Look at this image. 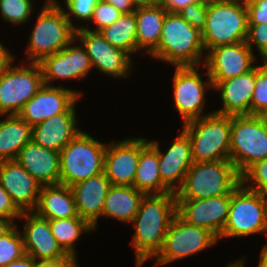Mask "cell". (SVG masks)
Returning <instances> with one entry per match:
<instances>
[{
    "label": "cell",
    "instance_id": "obj_44",
    "mask_svg": "<svg viewBox=\"0 0 267 267\" xmlns=\"http://www.w3.org/2000/svg\"><path fill=\"white\" fill-rule=\"evenodd\" d=\"M201 0H159V4L167 11L171 13H178L186 6L194 3H198Z\"/></svg>",
    "mask_w": 267,
    "mask_h": 267
},
{
    "label": "cell",
    "instance_id": "obj_16",
    "mask_svg": "<svg viewBox=\"0 0 267 267\" xmlns=\"http://www.w3.org/2000/svg\"><path fill=\"white\" fill-rule=\"evenodd\" d=\"M144 138H131L106 145L104 173L112 185L133 186Z\"/></svg>",
    "mask_w": 267,
    "mask_h": 267
},
{
    "label": "cell",
    "instance_id": "obj_17",
    "mask_svg": "<svg viewBox=\"0 0 267 267\" xmlns=\"http://www.w3.org/2000/svg\"><path fill=\"white\" fill-rule=\"evenodd\" d=\"M82 92L45 85L23 106L19 116L31 127L57 114L65 113Z\"/></svg>",
    "mask_w": 267,
    "mask_h": 267
},
{
    "label": "cell",
    "instance_id": "obj_37",
    "mask_svg": "<svg viewBox=\"0 0 267 267\" xmlns=\"http://www.w3.org/2000/svg\"><path fill=\"white\" fill-rule=\"evenodd\" d=\"M121 15L122 12L113 5L100 0L96 5L93 11V16L90 20L96 24V28H93V30L90 31L99 32L103 28L114 23Z\"/></svg>",
    "mask_w": 267,
    "mask_h": 267
},
{
    "label": "cell",
    "instance_id": "obj_52",
    "mask_svg": "<svg viewBox=\"0 0 267 267\" xmlns=\"http://www.w3.org/2000/svg\"><path fill=\"white\" fill-rule=\"evenodd\" d=\"M264 122L267 123V109L260 115Z\"/></svg>",
    "mask_w": 267,
    "mask_h": 267
},
{
    "label": "cell",
    "instance_id": "obj_43",
    "mask_svg": "<svg viewBox=\"0 0 267 267\" xmlns=\"http://www.w3.org/2000/svg\"><path fill=\"white\" fill-rule=\"evenodd\" d=\"M34 267H79L75 258H59L56 260H34Z\"/></svg>",
    "mask_w": 267,
    "mask_h": 267
},
{
    "label": "cell",
    "instance_id": "obj_42",
    "mask_svg": "<svg viewBox=\"0 0 267 267\" xmlns=\"http://www.w3.org/2000/svg\"><path fill=\"white\" fill-rule=\"evenodd\" d=\"M22 212L13 203L10 195L0 184V217L13 220L20 217Z\"/></svg>",
    "mask_w": 267,
    "mask_h": 267
},
{
    "label": "cell",
    "instance_id": "obj_18",
    "mask_svg": "<svg viewBox=\"0 0 267 267\" xmlns=\"http://www.w3.org/2000/svg\"><path fill=\"white\" fill-rule=\"evenodd\" d=\"M148 143L158 152L162 182L172 192H176L182 186L185 175L193 164L189 136L181 130L165 153L161 152L155 140L148 141Z\"/></svg>",
    "mask_w": 267,
    "mask_h": 267
},
{
    "label": "cell",
    "instance_id": "obj_48",
    "mask_svg": "<svg viewBox=\"0 0 267 267\" xmlns=\"http://www.w3.org/2000/svg\"><path fill=\"white\" fill-rule=\"evenodd\" d=\"M14 227L13 220L0 217V238L8 234Z\"/></svg>",
    "mask_w": 267,
    "mask_h": 267
},
{
    "label": "cell",
    "instance_id": "obj_38",
    "mask_svg": "<svg viewBox=\"0 0 267 267\" xmlns=\"http://www.w3.org/2000/svg\"><path fill=\"white\" fill-rule=\"evenodd\" d=\"M100 0H65L66 8L65 15L70 21L71 25L77 29L78 27L73 24L70 16H74L77 20L90 21L93 16V11Z\"/></svg>",
    "mask_w": 267,
    "mask_h": 267
},
{
    "label": "cell",
    "instance_id": "obj_45",
    "mask_svg": "<svg viewBox=\"0 0 267 267\" xmlns=\"http://www.w3.org/2000/svg\"><path fill=\"white\" fill-rule=\"evenodd\" d=\"M14 56L0 43V77L13 65Z\"/></svg>",
    "mask_w": 267,
    "mask_h": 267
},
{
    "label": "cell",
    "instance_id": "obj_22",
    "mask_svg": "<svg viewBox=\"0 0 267 267\" xmlns=\"http://www.w3.org/2000/svg\"><path fill=\"white\" fill-rule=\"evenodd\" d=\"M257 79V66L249 72L219 83H212L220 91L223 107L215 113L223 115H251V101Z\"/></svg>",
    "mask_w": 267,
    "mask_h": 267
},
{
    "label": "cell",
    "instance_id": "obj_9",
    "mask_svg": "<svg viewBox=\"0 0 267 267\" xmlns=\"http://www.w3.org/2000/svg\"><path fill=\"white\" fill-rule=\"evenodd\" d=\"M267 236V196L240 184L231 194L228 219L219 238Z\"/></svg>",
    "mask_w": 267,
    "mask_h": 267
},
{
    "label": "cell",
    "instance_id": "obj_26",
    "mask_svg": "<svg viewBox=\"0 0 267 267\" xmlns=\"http://www.w3.org/2000/svg\"><path fill=\"white\" fill-rule=\"evenodd\" d=\"M34 212L47 220L77 217L71 187L62 184L41 186Z\"/></svg>",
    "mask_w": 267,
    "mask_h": 267
},
{
    "label": "cell",
    "instance_id": "obj_24",
    "mask_svg": "<svg viewBox=\"0 0 267 267\" xmlns=\"http://www.w3.org/2000/svg\"><path fill=\"white\" fill-rule=\"evenodd\" d=\"M32 127V140L44 148L60 152L80 131L77 127L75 104Z\"/></svg>",
    "mask_w": 267,
    "mask_h": 267
},
{
    "label": "cell",
    "instance_id": "obj_49",
    "mask_svg": "<svg viewBox=\"0 0 267 267\" xmlns=\"http://www.w3.org/2000/svg\"><path fill=\"white\" fill-rule=\"evenodd\" d=\"M134 8L149 7L159 3V0H131Z\"/></svg>",
    "mask_w": 267,
    "mask_h": 267
},
{
    "label": "cell",
    "instance_id": "obj_29",
    "mask_svg": "<svg viewBox=\"0 0 267 267\" xmlns=\"http://www.w3.org/2000/svg\"><path fill=\"white\" fill-rule=\"evenodd\" d=\"M32 140V127L19 115H6L0 121V161L15 160L19 151Z\"/></svg>",
    "mask_w": 267,
    "mask_h": 267
},
{
    "label": "cell",
    "instance_id": "obj_4",
    "mask_svg": "<svg viewBox=\"0 0 267 267\" xmlns=\"http://www.w3.org/2000/svg\"><path fill=\"white\" fill-rule=\"evenodd\" d=\"M75 33L76 29L61 5L55 0L46 1L29 37L28 60L40 63L69 45L75 39Z\"/></svg>",
    "mask_w": 267,
    "mask_h": 267
},
{
    "label": "cell",
    "instance_id": "obj_34",
    "mask_svg": "<svg viewBox=\"0 0 267 267\" xmlns=\"http://www.w3.org/2000/svg\"><path fill=\"white\" fill-rule=\"evenodd\" d=\"M31 0H0V12L2 18L12 24L27 22L33 11Z\"/></svg>",
    "mask_w": 267,
    "mask_h": 267
},
{
    "label": "cell",
    "instance_id": "obj_40",
    "mask_svg": "<svg viewBox=\"0 0 267 267\" xmlns=\"http://www.w3.org/2000/svg\"><path fill=\"white\" fill-rule=\"evenodd\" d=\"M246 44L253 51L252 44L258 49L261 59H267V24H248Z\"/></svg>",
    "mask_w": 267,
    "mask_h": 267
},
{
    "label": "cell",
    "instance_id": "obj_20",
    "mask_svg": "<svg viewBox=\"0 0 267 267\" xmlns=\"http://www.w3.org/2000/svg\"><path fill=\"white\" fill-rule=\"evenodd\" d=\"M0 184L21 212L35 210L41 185L16 160L0 161Z\"/></svg>",
    "mask_w": 267,
    "mask_h": 267
},
{
    "label": "cell",
    "instance_id": "obj_19",
    "mask_svg": "<svg viewBox=\"0 0 267 267\" xmlns=\"http://www.w3.org/2000/svg\"><path fill=\"white\" fill-rule=\"evenodd\" d=\"M25 218L22 235L25 253L34 260H56L74 258L67 255L52 235L49 220L38 216L34 211L22 212L19 217Z\"/></svg>",
    "mask_w": 267,
    "mask_h": 267
},
{
    "label": "cell",
    "instance_id": "obj_27",
    "mask_svg": "<svg viewBox=\"0 0 267 267\" xmlns=\"http://www.w3.org/2000/svg\"><path fill=\"white\" fill-rule=\"evenodd\" d=\"M134 12L137 52L145 48V51L150 54L160 41L167 11L158 3L149 7L136 8Z\"/></svg>",
    "mask_w": 267,
    "mask_h": 267
},
{
    "label": "cell",
    "instance_id": "obj_10",
    "mask_svg": "<svg viewBox=\"0 0 267 267\" xmlns=\"http://www.w3.org/2000/svg\"><path fill=\"white\" fill-rule=\"evenodd\" d=\"M10 66L0 77V116L18 115L23 106L44 86L39 63Z\"/></svg>",
    "mask_w": 267,
    "mask_h": 267
},
{
    "label": "cell",
    "instance_id": "obj_30",
    "mask_svg": "<svg viewBox=\"0 0 267 267\" xmlns=\"http://www.w3.org/2000/svg\"><path fill=\"white\" fill-rule=\"evenodd\" d=\"M133 186L145 194L172 192L161 180L158 152L149 143L140 151Z\"/></svg>",
    "mask_w": 267,
    "mask_h": 267
},
{
    "label": "cell",
    "instance_id": "obj_14",
    "mask_svg": "<svg viewBox=\"0 0 267 267\" xmlns=\"http://www.w3.org/2000/svg\"><path fill=\"white\" fill-rule=\"evenodd\" d=\"M245 41L235 44L219 45L206 52L203 63L206 65V74L212 83H219L252 70L255 54Z\"/></svg>",
    "mask_w": 267,
    "mask_h": 267
},
{
    "label": "cell",
    "instance_id": "obj_13",
    "mask_svg": "<svg viewBox=\"0 0 267 267\" xmlns=\"http://www.w3.org/2000/svg\"><path fill=\"white\" fill-rule=\"evenodd\" d=\"M75 40H79L84 47L93 69L96 67L106 75L119 78H127L128 74H131V56L124 50L112 46L100 32L90 31L82 25L76 29Z\"/></svg>",
    "mask_w": 267,
    "mask_h": 267
},
{
    "label": "cell",
    "instance_id": "obj_47",
    "mask_svg": "<svg viewBox=\"0 0 267 267\" xmlns=\"http://www.w3.org/2000/svg\"><path fill=\"white\" fill-rule=\"evenodd\" d=\"M4 267H34V259L25 254L22 258L14 260Z\"/></svg>",
    "mask_w": 267,
    "mask_h": 267
},
{
    "label": "cell",
    "instance_id": "obj_25",
    "mask_svg": "<svg viewBox=\"0 0 267 267\" xmlns=\"http://www.w3.org/2000/svg\"><path fill=\"white\" fill-rule=\"evenodd\" d=\"M111 186L104 172L71 186L78 216L94 230L99 216H102L104 201Z\"/></svg>",
    "mask_w": 267,
    "mask_h": 267
},
{
    "label": "cell",
    "instance_id": "obj_41",
    "mask_svg": "<svg viewBox=\"0 0 267 267\" xmlns=\"http://www.w3.org/2000/svg\"><path fill=\"white\" fill-rule=\"evenodd\" d=\"M248 24H267V0H245Z\"/></svg>",
    "mask_w": 267,
    "mask_h": 267
},
{
    "label": "cell",
    "instance_id": "obj_32",
    "mask_svg": "<svg viewBox=\"0 0 267 267\" xmlns=\"http://www.w3.org/2000/svg\"><path fill=\"white\" fill-rule=\"evenodd\" d=\"M52 235L62 250L69 256L76 257L75 241L80 238L82 233L94 231V229L80 216L62 219L49 220Z\"/></svg>",
    "mask_w": 267,
    "mask_h": 267
},
{
    "label": "cell",
    "instance_id": "obj_46",
    "mask_svg": "<svg viewBox=\"0 0 267 267\" xmlns=\"http://www.w3.org/2000/svg\"><path fill=\"white\" fill-rule=\"evenodd\" d=\"M103 1L110 3L123 14H130L135 11V8L131 3V0H103Z\"/></svg>",
    "mask_w": 267,
    "mask_h": 267
},
{
    "label": "cell",
    "instance_id": "obj_12",
    "mask_svg": "<svg viewBox=\"0 0 267 267\" xmlns=\"http://www.w3.org/2000/svg\"><path fill=\"white\" fill-rule=\"evenodd\" d=\"M200 66L176 67L173 76L174 103L183 123L199 119L208 114H202L205 108L206 88H213L212 81L208 75V81H202L197 72Z\"/></svg>",
    "mask_w": 267,
    "mask_h": 267
},
{
    "label": "cell",
    "instance_id": "obj_21",
    "mask_svg": "<svg viewBox=\"0 0 267 267\" xmlns=\"http://www.w3.org/2000/svg\"><path fill=\"white\" fill-rule=\"evenodd\" d=\"M75 39L59 52L45 57L39 64L44 78V84L57 79H79L87 76L92 64L84 47L73 46ZM72 45V46H71Z\"/></svg>",
    "mask_w": 267,
    "mask_h": 267
},
{
    "label": "cell",
    "instance_id": "obj_8",
    "mask_svg": "<svg viewBox=\"0 0 267 267\" xmlns=\"http://www.w3.org/2000/svg\"><path fill=\"white\" fill-rule=\"evenodd\" d=\"M267 158V123L260 115L231 116L230 160L241 175Z\"/></svg>",
    "mask_w": 267,
    "mask_h": 267
},
{
    "label": "cell",
    "instance_id": "obj_31",
    "mask_svg": "<svg viewBox=\"0 0 267 267\" xmlns=\"http://www.w3.org/2000/svg\"><path fill=\"white\" fill-rule=\"evenodd\" d=\"M112 46L129 55L137 52L135 12L123 14L111 25L99 31Z\"/></svg>",
    "mask_w": 267,
    "mask_h": 267
},
{
    "label": "cell",
    "instance_id": "obj_11",
    "mask_svg": "<svg viewBox=\"0 0 267 267\" xmlns=\"http://www.w3.org/2000/svg\"><path fill=\"white\" fill-rule=\"evenodd\" d=\"M219 239L209 230L187 223L178 214L166 233L155 266L166 265L192 254H197L215 244Z\"/></svg>",
    "mask_w": 267,
    "mask_h": 267
},
{
    "label": "cell",
    "instance_id": "obj_36",
    "mask_svg": "<svg viewBox=\"0 0 267 267\" xmlns=\"http://www.w3.org/2000/svg\"><path fill=\"white\" fill-rule=\"evenodd\" d=\"M257 66V79L251 101V115H261L267 109V62Z\"/></svg>",
    "mask_w": 267,
    "mask_h": 267
},
{
    "label": "cell",
    "instance_id": "obj_33",
    "mask_svg": "<svg viewBox=\"0 0 267 267\" xmlns=\"http://www.w3.org/2000/svg\"><path fill=\"white\" fill-rule=\"evenodd\" d=\"M18 225L8 234L0 238V267L7 266L10 262L22 258L26 253L24 249L21 230Z\"/></svg>",
    "mask_w": 267,
    "mask_h": 267
},
{
    "label": "cell",
    "instance_id": "obj_3",
    "mask_svg": "<svg viewBox=\"0 0 267 267\" xmlns=\"http://www.w3.org/2000/svg\"><path fill=\"white\" fill-rule=\"evenodd\" d=\"M241 184V175L231 160L193 162L176 199H203L232 194Z\"/></svg>",
    "mask_w": 267,
    "mask_h": 267
},
{
    "label": "cell",
    "instance_id": "obj_23",
    "mask_svg": "<svg viewBox=\"0 0 267 267\" xmlns=\"http://www.w3.org/2000/svg\"><path fill=\"white\" fill-rule=\"evenodd\" d=\"M41 186L60 184V153L29 141L15 159Z\"/></svg>",
    "mask_w": 267,
    "mask_h": 267
},
{
    "label": "cell",
    "instance_id": "obj_51",
    "mask_svg": "<svg viewBox=\"0 0 267 267\" xmlns=\"http://www.w3.org/2000/svg\"><path fill=\"white\" fill-rule=\"evenodd\" d=\"M244 260H245L244 258L241 260L238 259V260H236V262L234 261L230 264L228 263V265L226 267H244V263H245Z\"/></svg>",
    "mask_w": 267,
    "mask_h": 267
},
{
    "label": "cell",
    "instance_id": "obj_15",
    "mask_svg": "<svg viewBox=\"0 0 267 267\" xmlns=\"http://www.w3.org/2000/svg\"><path fill=\"white\" fill-rule=\"evenodd\" d=\"M176 200L177 214L183 220L211 231L219 239L228 219L231 194Z\"/></svg>",
    "mask_w": 267,
    "mask_h": 267
},
{
    "label": "cell",
    "instance_id": "obj_50",
    "mask_svg": "<svg viewBox=\"0 0 267 267\" xmlns=\"http://www.w3.org/2000/svg\"><path fill=\"white\" fill-rule=\"evenodd\" d=\"M258 267H267V249L265 247L261 250Z\"/></svg>",
    "mask_w": 267,
    "mask_h": 267
},
{
    "label": "cell",
    "instance_id": "obj_28",
    "mask_svg": "<svg viewBox=\"0 0 267 267\" xmlns=\"http://www.w3.org/2000/svg\"><path fill=\"white\" fill-rule=\"evenodd\" d=\"M144 195L134 186L112 185L104 201L102 216L131 223Z\"/></svg>",
    "mask_w": 267,
    "mask_h": 267
},
{
    "label": "cell",
    "instance_id": "obj_7",
    "mask_svg": "<svg viewBox=\"0 0 267 267\" xmlns=\"http://www.w3.org/2000/svg\"><path fill=\"white\" fill-rule=\"evenodd\" d=\"M106 143L80 131L60 153V184L72 185L104 172Z\"/></svg>",
    "mask_w": 267,
    "mask_h": 267
},
{
    "label": "cell",
    "instance_id": "obj_2",
    "mask_svg": "<svg viewBox=\"0 0 267 267\" xmlns=\"http://www.w3.org/2000/svg\"><path fill=\"white\" fill-rule=\"evenodd\" d=\"M201 31L190 25L179 13L167 12L158 46L150 53L176 67L199 66L206 56Z\"/></svg>",
    "mask_w": 267,
    "mask_h": 267
},
{
    "label": "cell",
    "instance_id": "obj_5",
    "mask_svg": "<svg viewBox=\"0 0 267 267\" xmlns=\"http://www.w3.org/2000/svg\"><path fill=\"white\" fill-rule=\"evenodd\" d=\"M248 15L245 0L208 2L205 27L201 31L204 50L246 41Z\"/></svg>",
    "mask_w": 267,
    "mask_h": 267
},
{
    "label": "cell",
    "instance_id": "obj_6",
    "mask_svg": "<svg viewBox=\"0 0 267 267\" xmlns=\"http://www.w3.org/2000/svg\"><path fill=\"white\" fill-rule=\"evenodd\" d=\"M193 162L230 160L231 116L212 112L184 124Z\"/></svg>",
    "mask_w": 267,
    "mask_h": 267
},
{
    "label": "cell",
    "instance_id": "obj_35",
    "mask_svg": "<svg viewBox=\"0 0 267 267\" xmlns=\"http://www.w3.org/2000/svg\"><path fill=\"white\" fill-rule=\"evenodd\" d=\"M249 180H252V183L247 185ZM241 184L251 191L267 196V158L249 166L241 174Z\"/></svg>",
    "mask_w": 267,
    "mask_h": 267
},
{
    "label": "cell",
    "instance_id": "obj_39",
    "mask_svg": "<svg viewBox=\"0 0 267 267\" xmlns=\"http://www.w3.org/2000/svg\"><path fill=\"white\" fill-rule=\"evenodd\" d=\"M207 9H208V2L201 0L198 3L186 6L178 13L190 25L202 31L203 28L205 27Z\"/></svg>",
    "mask_w": 267,
    "mask_h": 267
},
{
    "label": "cell",
    "instance_id": "obj_1",
    "mask_svg": "<svg viewBox=\"0 0 267 267\" xmlns=\"http://www.w3.org/2000/svg\"><path fill=\"white\" fill-rule=\"evenodd\" d=\"M177 214L175 192L145 194L131 223L135 224L133 246L136 267H141L151 257H156L164 244L169 226Z\"/></svg>",
    "mask_w": 267,
    "mask_h": 267
}]
</instances>
